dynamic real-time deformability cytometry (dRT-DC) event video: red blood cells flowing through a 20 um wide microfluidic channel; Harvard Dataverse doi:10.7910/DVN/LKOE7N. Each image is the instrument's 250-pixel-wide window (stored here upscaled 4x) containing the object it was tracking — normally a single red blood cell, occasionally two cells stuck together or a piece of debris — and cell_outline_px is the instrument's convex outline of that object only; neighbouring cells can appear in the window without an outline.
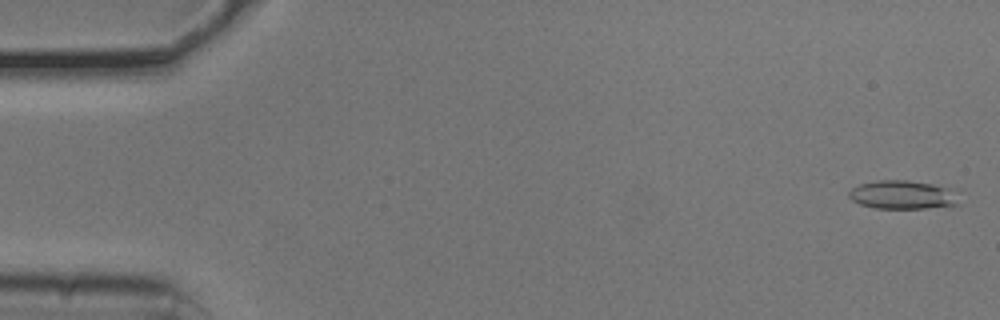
{"species": "common noctule bat (a hibernating species)", "species_latin": "Nyctalus noctula", "temperature_condition": "cold", "stored_images_in_passage": 54, "camera_frame_rate_fps": 3000, "um_per_image_px": 0.085, "animal": {"sex": "male", "body_mass_g": 20.5, "forearm_length_mm": 52.5}, "frame": {"image": 1, "passage_image": 2, "time_ms": 0.333, "image_size_px": [1000, 320], "cell_outline_px": [[956, 204], [924, 208], [872, 208], [860, 204], [852, 200], [848, 196], [848, 192], [852, 188], [860, 184], [880, 180], [908, 180], [932, 184], [948, 188]], "centroid_in_image_um": [76.56, 16.55], "position_along_channel_um": 8.4, "area_um2": 17.69}}
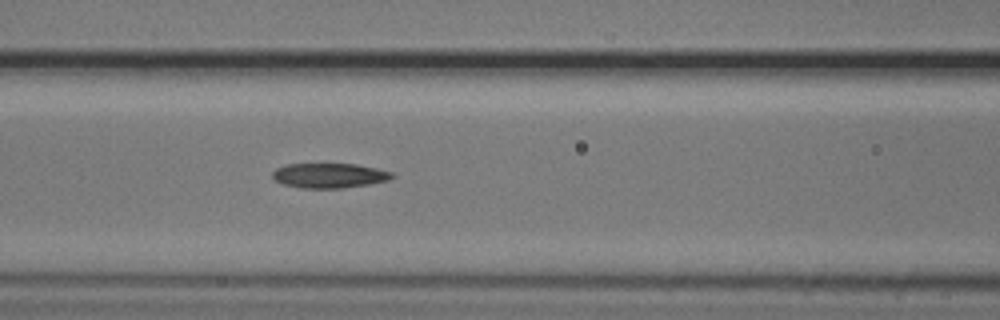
{"frame": {"image": 2, "passage_image": 23, "time_ms": 7.333, "image_size_px": [1000, 320], "cell_outline_px": [[396, 176], [388, 180], [368, 184], [340, 188], [300, 188], [284, 184], [276, 180], [272, 176], [272, 172], [276, 168], [288, 164], [356, 164], [376, 168], [392, 172]], "centroid_in_image_um": [28.0, 14.92], "position_along_channel_um": 138.6, "area_um2": 17.17}}
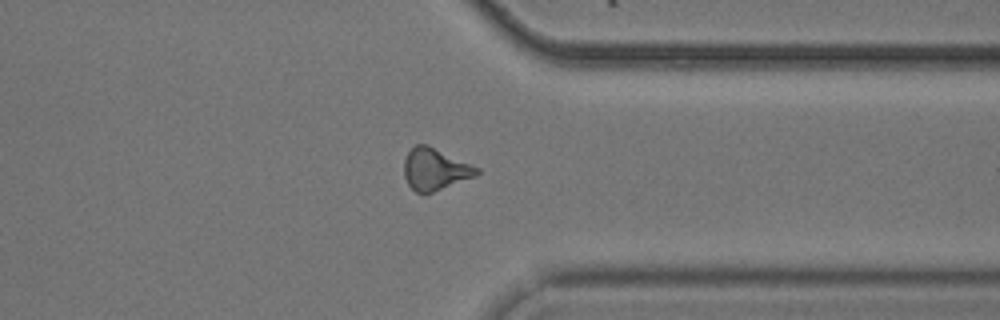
{"frame": {"image": 3, "passage_image": 42, "time_ms": 13.667, "image_size_px": [1000, 320], "cell_outline_px": [[480, 172], [476, 176], [424, 196], [416, 192], [408, 184], [404, 176], [404, 160], [408, 152], [416, 144], [428, 144], [480, 168]], "centroid_in_image_um": [36.98, 14.4], "position_along_channel_um": 374.4, "area_um2": 18.03}, "authors_computed_cell_mechanics": {"area_um2": 17.629, "velocity_mm_per_s": 3.7853, "shape_relaxation_time_tau1_ms": 4.3838, "shape_relaxation_time_tau2_ms": 3.6136, "deformation_change_tau1": 0.1239, "deformation_change_tau2": 0.1361}}